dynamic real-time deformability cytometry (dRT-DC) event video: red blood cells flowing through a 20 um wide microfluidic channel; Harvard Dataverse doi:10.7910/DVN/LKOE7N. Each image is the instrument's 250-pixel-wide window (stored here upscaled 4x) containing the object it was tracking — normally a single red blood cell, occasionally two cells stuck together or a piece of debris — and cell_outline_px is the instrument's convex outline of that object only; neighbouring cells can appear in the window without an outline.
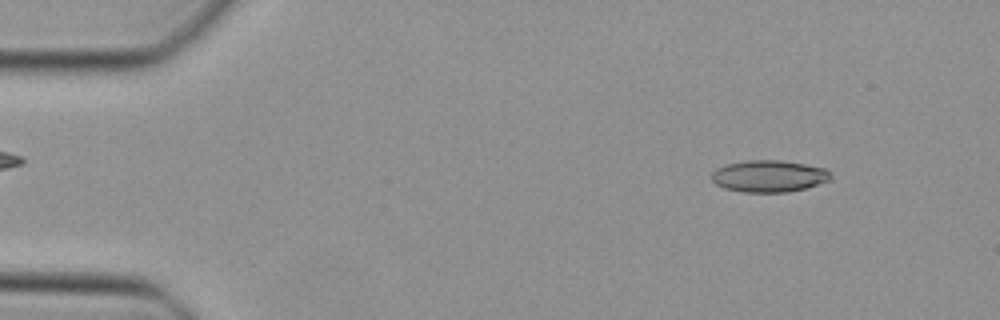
{"species": "Egyptian fruit bat (a non-hibernating species)", "species_latin": "Rousettus aegyptiacus", "temperature_condition": "cold", "stored_images_in_passage": 47, "camera_frame_rate_fps": 3000, "um_per_image_px": 0.085, "animal": {"sex": "female"}, "frame": {"image": 1, "passage_image": 5, "time_ms": 1.333, "image_size_px": [1000, 320], "cell_outline_px": [[832, 176], [828, 180], [804, 188], [788, 192], [744, 192], [724, 188], [716, 184], [712, 180], [712, 172], [716, 168], [728, 164], [748, 160], [780, 160], [804, 164], [824, 168]], "centroid_in_image_um": [65.32, 14.97], "position_along_channel_um": 19.7, "area_um2": 21.79}}
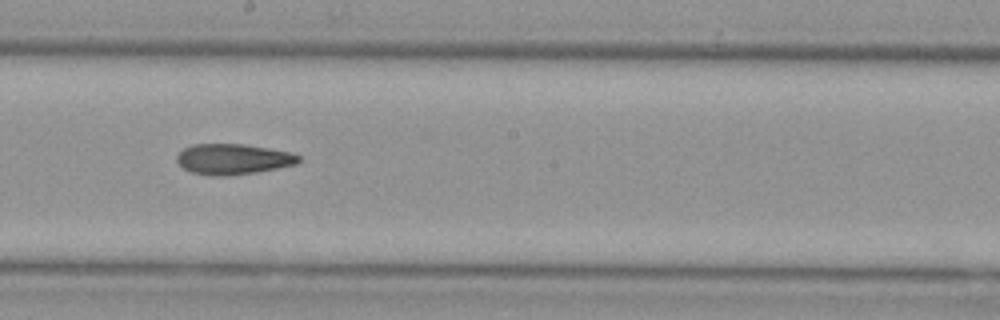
{"frame": {"image": 2, "passage_image": 26, "time_ms": 8.333, "image_size_px": [1000, 320], "cell_outline_px": [[300, 160], [296, 164], [256, 172], [224, 176], [216, 176], [192, 172], [184, 168], [176, 160], [176, 156], [184, 148], [192, 144], [240, 144], [268, 148], [292, 152], [300, 156]], "centroid_in_image_um": [19.81, 13.52], "position_along_channel_um": 228.4, "area_um2": 21.5}}
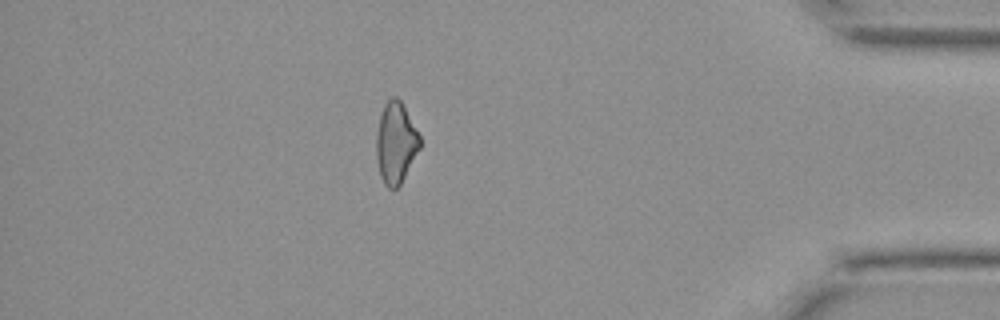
{"frame": {"image": 3, "passage_image": 41, "time_ms": 13.333, "image_size_px": [1000, 320], "cell_outline_px": [[420, 148], [400, 184], [396, 188], [388, 188], [384, 184], [380, 176], [376, 160], [376, 136], [380, 116], [384, 104], [392, 96], [396, 96], [400, 100], [420, 136]], "centroid_in_image_um": [33.62, 12.15], "position_along_channel_um": 401.6, "area_um2": 20.4}}